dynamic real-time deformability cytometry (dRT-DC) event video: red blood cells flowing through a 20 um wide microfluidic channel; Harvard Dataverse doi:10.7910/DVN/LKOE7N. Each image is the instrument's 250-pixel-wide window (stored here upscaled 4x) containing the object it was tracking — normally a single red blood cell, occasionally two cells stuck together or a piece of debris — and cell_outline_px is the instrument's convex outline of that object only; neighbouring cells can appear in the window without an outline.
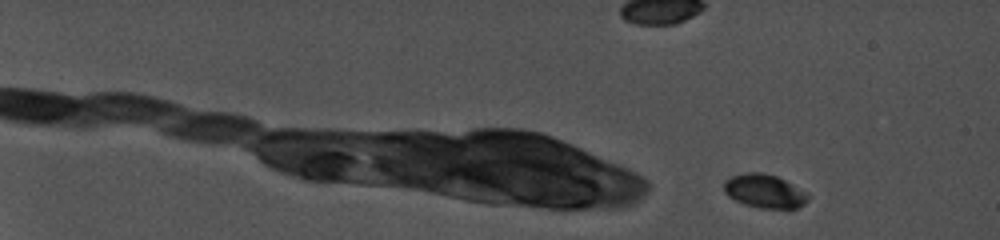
{"species": "common noctule bat (a hibernating species)", "species_latin": "Nyctalus noctula", "temperature_condition": "cold", "stored_images_in_passage": 40, "camera_frame_rate_fps": 5000, "um_per_image_px": 0.085, "animal": {"sex": "female", "body_mass_g": 19.0, "forearm_length_mm": 56.7}, "frame": {"image": 1, "passage_image": 5, "time_ms": 2.2, "image_size_px": [1000, 240], "cell_outline_px": [[808, 200], [804, 204], [796, 208], [760, 208], [744, 204], [728, 196], [724, 192], [724, 180], [732, 176], [744, 172], [764, 172], [776, 176], [808, 192]], "centroid_in_image_um": [64.97, 16.23], "position_along_channel_um": 20.0, "area_um2": 16.53}}
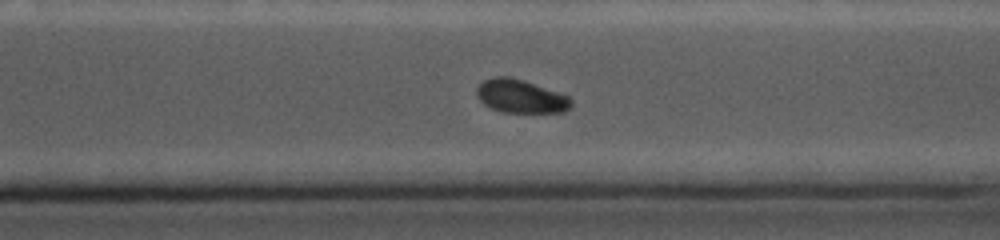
{"frame": {"image": 2, "passage_image": 33, "time_ms": 15.8, "image_size_px": [1000, 240], "cell_outline_px": [[572, 104], [564, 112], [500, 112], [488, 108], [476, 96], [476, 88], [484, 80], [496, 76], [508, 76], [568, 96], [572, 100]], "centroid_in_image_um": [44.19, 8.2], "position_along_channel_um": 326.4, "area_um2": 18.09}}
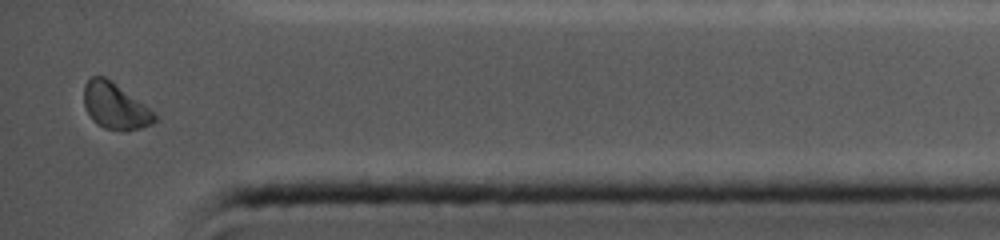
{"frame": {"image": 3, "passage_image": 40, "time_ms": 18.4, "image_size_px": [1000, 240], "cell_outline_px": [[160, 120], [152, 124], [140, 128], [104, 128], [96, 124], [92, 120], [84, 104], [84, 84], [92, 76], [104, 76], [144, 104]], "centroid_in_image_um": [9.76, 8.99], "position_along_channel_um": 425.4, "area_um2": 18.38}, "authors_computed_cell_mechanics": {"area_um2": 18.2937, "velocity_mm_per_s": 3.8598, "shape_relaxation_time_tau1_ms": 2.2716, "shape_relaxation_time_tau2_ms": null, "deformation_change_tau1": 0.0754, "deformation_change_tau2": null}}